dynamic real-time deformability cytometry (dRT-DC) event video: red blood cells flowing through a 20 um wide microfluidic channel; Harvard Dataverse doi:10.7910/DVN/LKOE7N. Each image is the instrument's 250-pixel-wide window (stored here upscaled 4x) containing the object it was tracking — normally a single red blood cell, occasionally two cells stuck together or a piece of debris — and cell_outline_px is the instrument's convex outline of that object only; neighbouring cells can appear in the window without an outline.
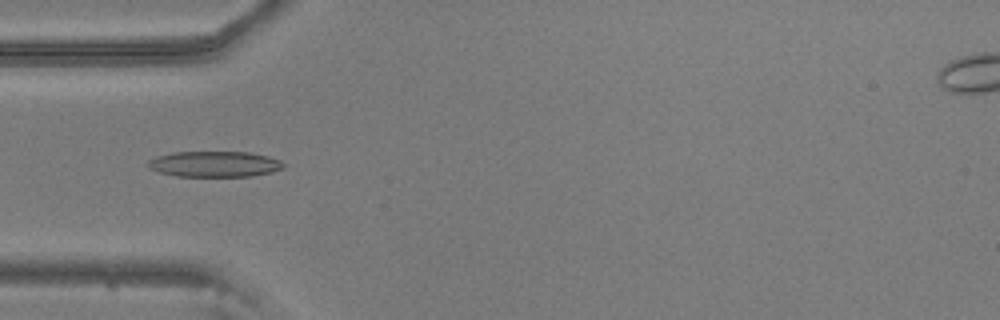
{"species": "common noctule bat (a hibernating species)", "species_latin": "Nyctalus noctula", "temperature_condition": "warm", "stored_images_in_passage": 54, "camera_frame_rate_fps": 3000, "um_per_image_px": 0.085, "animal": {"sex": "male", "body_mass_g": 20.5, "forearm_length_mm": 52.5}, "frame": {"image": 1, "passage_image": 16, "time_ms": 5.0, "image_size_px": [1000, 320], "cell_outline_px": [[284, 168], [272, 172], [252, 176], [176, 176], [160, 172], [148, 168], [148, 160], [156, 156], [172, 152], [248, 152], [268, 156], [280, 160], [284, 164]], "centroid_in_image_um": [18.23, 13.94], "position_along_channel_um": 66.8, "area_um2": 20.35}}
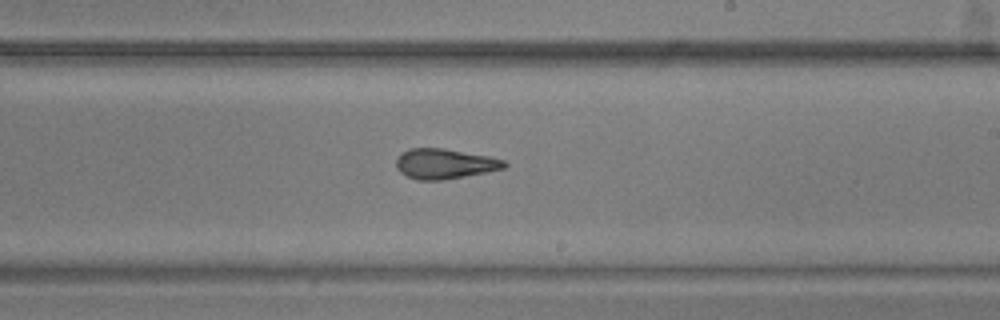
{"frame": {"image": 2, "passage_image": 31, "time_ms": 10.0, "image_size_px": [1000, 320], "cell_outline_px": [[508, 164], [504, 168], [444, 180], [416, 180], [400, 172], [396, 168], [396, 160], [408, 148], [444, 148], [488, 156], [504, 160]], "centroid_in_image_um": [37.78, 13.92], "position_along_channel_um": 251.2, "area_um2": 18.79}}
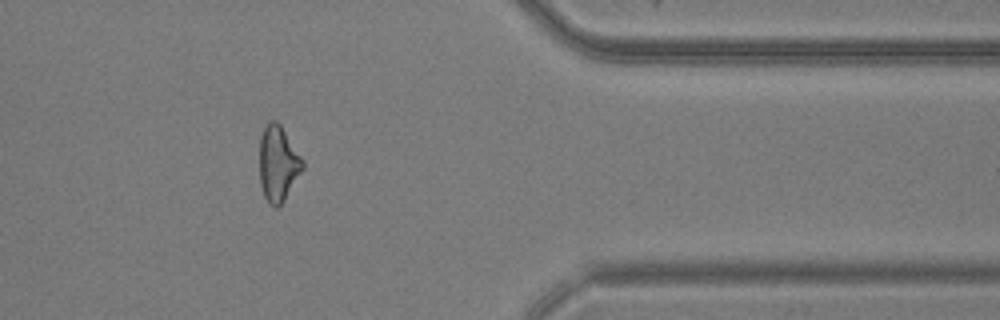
{"frame": {"image": 3, "passage_image": 44, "time_ms": 14.333, "image_size_px": [1000, 320], "cell_outline_px": [[304, 168], [284, 200], [276, 208], [268, 204], [264, 196], [260, 184], [260, 136], [268, 120], [276, 120], [280, 124], [304, 160]], "centroid_in_image_um": [23.64, 13.9], "position_along_channel_um": 387.8, "area_um2": 19.07}, "authors_computed_cell_mechanics": {"area_um2": 19.3919, "velocity_mm_per_s": 3.6611, "shape_relaxation_time_tau1_ms": 6.4414, "shape_relaxation_time_tau2_ms": 2.6375, "deformation_change_tau1": 0.2099, "deformation_change_tau2": 0.1291}}